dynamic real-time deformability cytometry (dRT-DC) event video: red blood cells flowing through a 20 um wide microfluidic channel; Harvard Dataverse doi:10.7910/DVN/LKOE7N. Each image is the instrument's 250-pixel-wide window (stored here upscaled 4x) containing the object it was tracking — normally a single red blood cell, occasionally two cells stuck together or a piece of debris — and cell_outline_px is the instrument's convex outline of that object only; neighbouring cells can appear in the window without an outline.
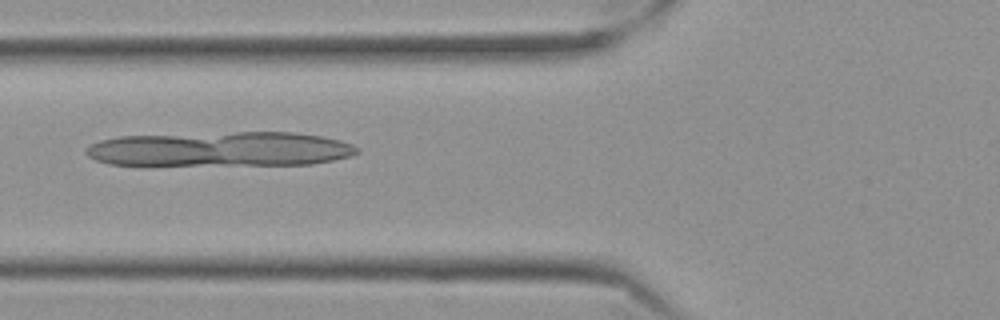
{"species": "Egyptian fruit bat (a non-hibernating species)", "species_latin": "Rousettus aegyptiacus", "temperature_condition": "cold", "stored_images_in_passage": 55, "camera_frame_rate_fps": 3000, "um_per_image_px": 0.085, "frame": {"image": 1, "passage_image": 22, "time_ms": 7.0, "image_size_px": [1000, 320], "cell_outline_px": [[360, 152], [352, 156], [312, 164], [156, 168], [144, 168], [108, 164], [96, 160], [88, 156], [84, 152], [84, 148], [100, 140], [120, 136], [236, 132], [292, 132], [320, 136], [340, 140], [352, 144], [360, 148]], "centroid_in_image_um": [18.62, 12.74], "position_along_channel_um": 107.2, "area_um2": 57.51}}
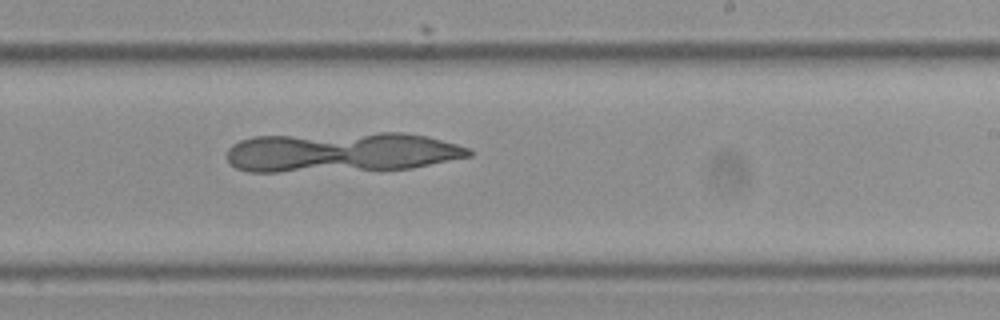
{"frame": {"image": 2, "passage_image": 35, "time_ms": 11.333, "image_size_px": [1000, 320], "cell_outline_px": [[472, 156], [412, 168], [276, 172], [248, 172], [236, 168], [228, 160], [228, 148], [232, 144], [240, 140], [252, 136], [380, 132], [404, 132], [428, 136], [456, 144], [468, 148], [472, 152]], "centroid_in_image_um": [29.02, 12.92], "position_along_channel_um": 260.0, "area_um2": 56.53}}
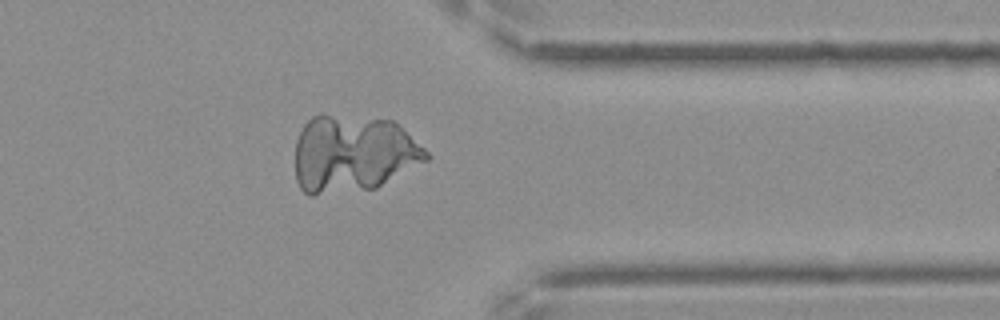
{"frame": {"image": 3, "passage_image": 46, "time_ms": 15.0, "image_size_px": [1000, 320], "cell_outline_px": [[432, 156], [428, 160], [376, 188], [312, 196], [308, 196], [300, 188], [296, 180], [296, 140], [304, 124], [312, 116], [320, 112], [324, 112], [396, 120]], "centroid_in_image_um": [30.02, 13.03], "position_along_channel_um": 381.4, "area_um2": 60.17}}